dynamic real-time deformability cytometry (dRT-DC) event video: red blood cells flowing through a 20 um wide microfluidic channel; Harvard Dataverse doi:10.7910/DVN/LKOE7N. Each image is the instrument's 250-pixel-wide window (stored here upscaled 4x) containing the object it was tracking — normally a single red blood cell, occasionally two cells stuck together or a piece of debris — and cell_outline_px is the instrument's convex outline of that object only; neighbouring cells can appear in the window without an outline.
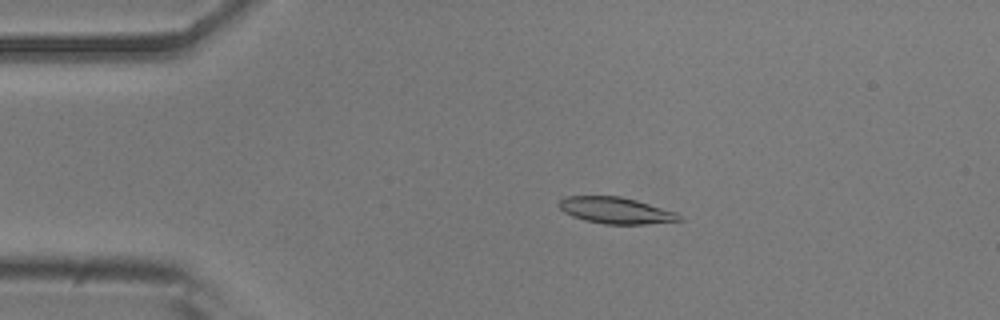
{"species": "common noctule bat (a hibernating species)", "species_latin": "Nyctalus noctula", "temperature_condition": "room temperature", "stored_images_in_passage": 52, "camera_frame_rate_fps": 3000, "um_per_image_px": 0.085, "animal": {"sex": "male", "body_mass_g": 20.5, "forearm_length_mm": 52.5}, "frame": {"image": 1, "passage_image": 10, "time_ms": 3.0, "image_size_px": [1000, 320], "cell_outline_px": [[684, 220], [644, 224], [604, 224], [584, 220], [572, 216], [564, 212], [560, 208], [560, 200], [564, 196], [620, 196], [636, 200], [676, 212], [684, 216]], "centroid_in_image_um": [52.37, 17.89], "position_along_channel_um": 32.6, "area_um2": 18.5}}
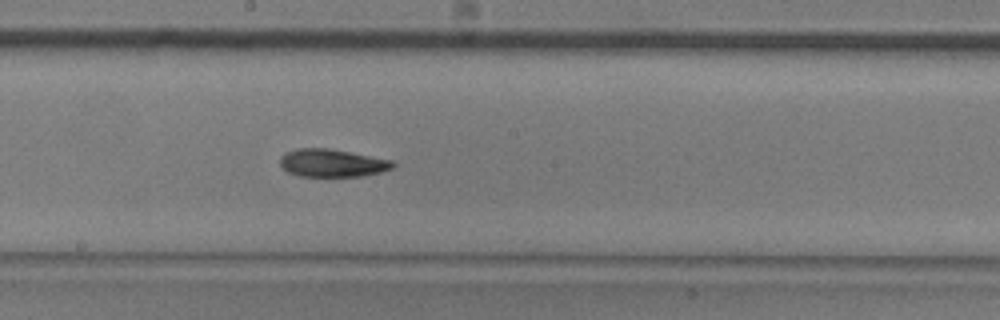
{"frame": {"image": 2, "passage_image": 28, "time_ms": 9.0, "image_size_px": [1000, 320], "cell_outline_px": [[396, 164], [392, 168], [380, 172], [360, 176], [300, 176], [288, 172], [280, 164], [280, 156], [296, 148], [328, 148], [392, 160]], "centroid_in_image_um": [28.23, 13.85], "position_along_channel_um": 220.0, "area_um2": 18.09}}
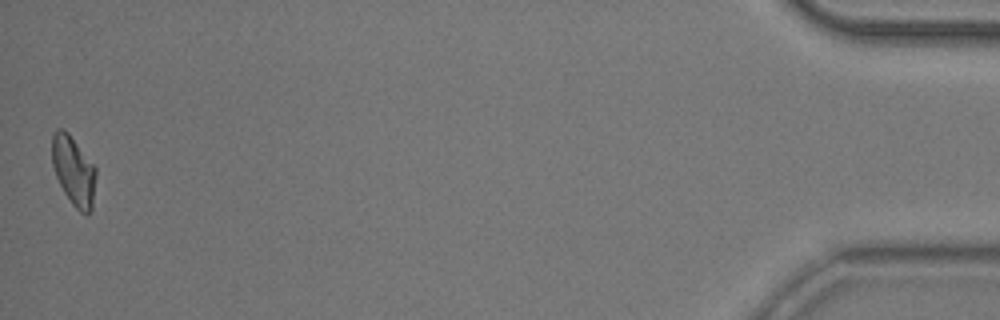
{"frame": {"image": 3, "passage_image": 52, "time_ms": 17.0, "image_size_px": [1000, 320], "cell_outline_px": [[96, 176], [92, 212], [88, 216], [84, 216], [72, 204], [64, 192], [56, 176], [52, 164], [52, 136], [56, 128], [64, 128], [68, 132], [96, 168]], "centroid_in_image_um": [6.27, 14.55], "position_along_channel_um": 428.9, "area_um2": 17.92}, "authors_computed_cell_mechanics": {"area_um2": 18.207, "velocity_mm_per_s": 3.8042, "shape_relaxation_time_tau1_ms": 5.2584, "shape_relaxation_time_tau2_ms": 5.2542, "deformation_change_tau1": 0.1564, "deformation_change_tau2": 0.1157}}